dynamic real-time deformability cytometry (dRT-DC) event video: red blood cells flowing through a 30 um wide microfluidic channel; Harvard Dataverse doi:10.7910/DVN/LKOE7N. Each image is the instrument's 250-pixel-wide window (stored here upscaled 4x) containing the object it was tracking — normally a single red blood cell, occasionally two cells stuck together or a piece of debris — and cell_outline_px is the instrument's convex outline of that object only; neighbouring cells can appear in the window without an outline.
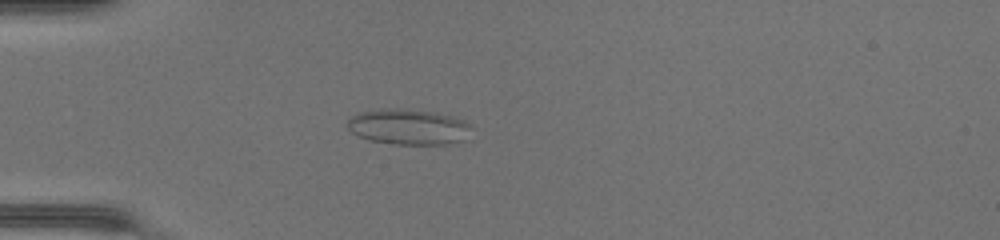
{"species": "common noctule bat (a hibernating species)", "species_latin": "Nyctalus noctula", "temperature_condition": "warm", "stored_images_in_passage": 48, "camera_frame_rate_fps": 3000, "um_per_image_px": 0.085, "animal": {"sex": "female", "body_mass_g": 17.0, "forearm_length_mm": 48.0}, "frame": {"image": 1, "passage_image": 14, "time_ms": 4.333, "image_size_px": [1000, 240], "cell_outline_px": [[472, 128], [464, 140], [448, 144], [392, 144], [368, 140], [352, 132], [348, 128], [348, 120], [352, 116], [360, 112], [396, 108], [400, 108], [436, 112], [464, 120]], "centroid_in_image_um": [34.73, 10.79], "position_along_channel_um": 50.3, "area_um2": 25.55}}
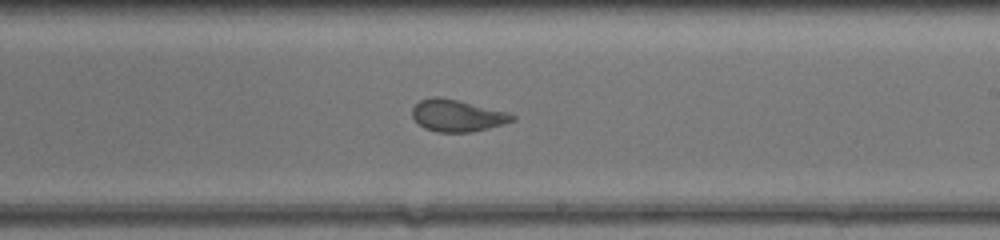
{"frame": {"image": 2, "passage_image": 29, "time_ms": 9.333, "image_size_px": [1000, 240], "cell_outline_px": [[516, 120], [488, 128], [472, 132], [436, 132], [424, 128], [412, 116], [412, 108], [420, 100], [432, 96], [440, 96], [508, 112], [516, 116]], "centroid_in_image_um": [38.86, 9.82], "position_along_channel_um": 250.1, "area_um2": 18.55}}
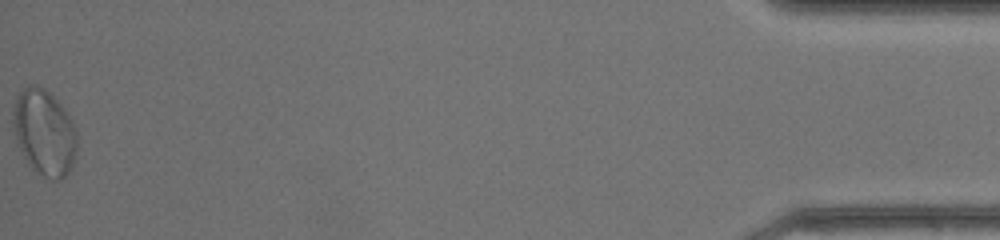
{"frame": {"image": 3, "passage_image": 48, "time_ms": 15.667, "image_size_px": [1000, 240], "cell_outline_px": [[76, 152], [72, 164], [68, 172], [60, 180], [52, 180], [36, 172], [28, 164], [20, 148], [12, 124], [12, 112], [16, 100], [20, 92], [28, 84], [36, 84], [44, 88], [64, 108], [72, 120], [76, 132]], "centroid_in_image_um": [3.76, 11.25], "position_along_channel_um": 431.4, "area_um2": 31.79}}